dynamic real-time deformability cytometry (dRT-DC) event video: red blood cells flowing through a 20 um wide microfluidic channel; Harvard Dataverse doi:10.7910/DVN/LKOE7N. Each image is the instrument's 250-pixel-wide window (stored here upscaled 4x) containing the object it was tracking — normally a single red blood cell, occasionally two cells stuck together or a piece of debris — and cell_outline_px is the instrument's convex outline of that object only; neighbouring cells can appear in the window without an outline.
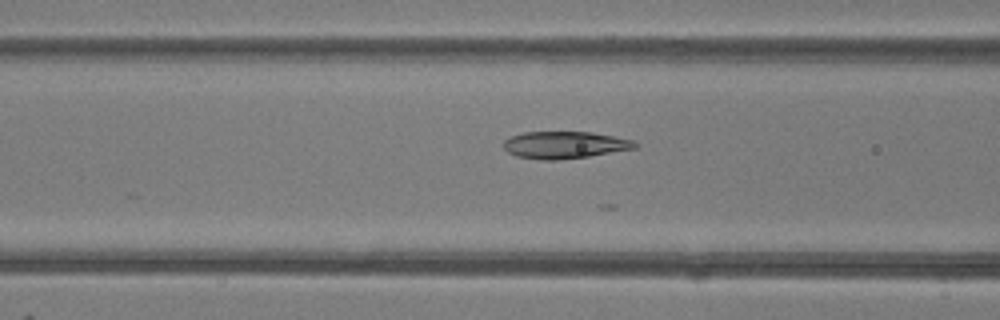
{"species": "common noctule bat (a hibernating species)", "species_latin": "Nyctalus noctula", "temperature_condition": "room temperature", "stored_images_in_passage": 12, "camera_frame_rate_fps": 3000, "um_per_image_px": 0.085, "animal": {"sex": "female"}, "frame": {"image": 1, "passage_image": 6, "time_ms": 1.667, "image_size_px": [1000, 320], "cell_outline_px": [[640, 144], [636, 148], [588, 156], [556, 160], [544, 160], [516, 156], [508, 152], [504, 148], [504, 140], [512, 136], [524, 132], [592, 132], [636, 140]], "centroid_in_image_um": [48.04, 12.31], "position_along_channel_um": 118.6, "area_um2": 20.75}}
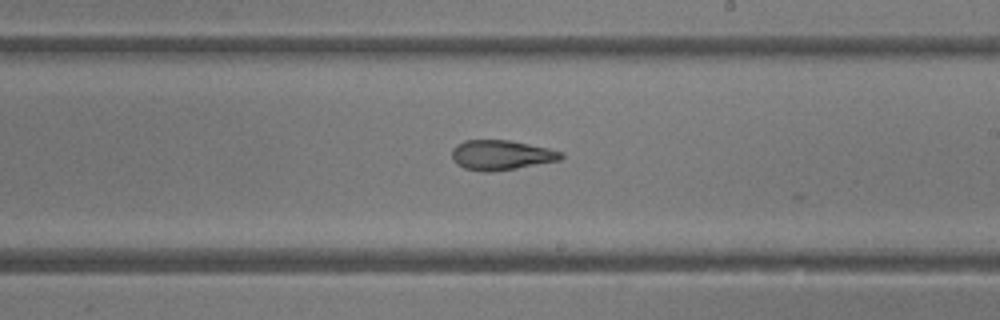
{"frame": {"image": 2, "passage_image": 11, "time_ms": 3.333, "image_size_px": [1000, 320], "cell_outline_px": [[564, 156], [560, 160], [516, 168], [492, 172], [480, 172], [464, 168], [456, 164], [452, 160], [452, 148], [456, 144], [464, 140], [508, 140], [548, 148], [564, 152]], "centroid_in_image_um": [42.57, 13.18], "position_along_channel_um": 246.4, "area_um2": 19.13}}